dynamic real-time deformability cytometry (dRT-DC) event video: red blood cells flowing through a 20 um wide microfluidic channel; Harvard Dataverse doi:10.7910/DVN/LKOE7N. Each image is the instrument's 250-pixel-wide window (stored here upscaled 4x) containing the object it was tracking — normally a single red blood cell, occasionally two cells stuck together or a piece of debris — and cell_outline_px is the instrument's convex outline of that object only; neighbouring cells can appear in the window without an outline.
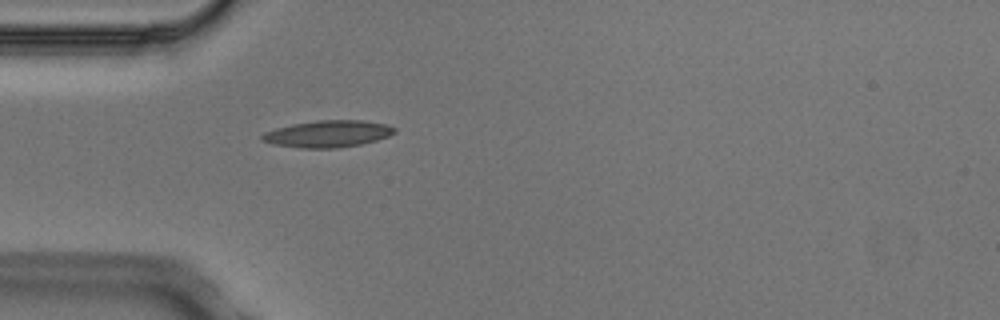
{"species": "Egyptian fruit bat (a non-hibernating species)", "species_latin": "Rousettus aegyptiacus", "temperature_condition": "cold", "stored_images_in_passage": 1, "camera_frame_rate_fps": 3000, "um_per_image_px": 0.085, "animal": {"sex": "male"}, "frame": {"image": 1, "passage_image": 1, "time_ms": 0.0, "image_size_px": [1000, 320], "cell_outline_px": [[396, 132], [388, 136], [376, 140], [360, 144], [336, 148], [300, 148], [272, 144], [260, 140], [260, 136], [264, 132], [276, 128], [292, 124], [316, 120], [364, 120], [388, 124], [396, 128]], "centroid_in_image_um": [27.85, 11.37], "position_along_channel_um": 57.1, "area_um2": 20.87}}